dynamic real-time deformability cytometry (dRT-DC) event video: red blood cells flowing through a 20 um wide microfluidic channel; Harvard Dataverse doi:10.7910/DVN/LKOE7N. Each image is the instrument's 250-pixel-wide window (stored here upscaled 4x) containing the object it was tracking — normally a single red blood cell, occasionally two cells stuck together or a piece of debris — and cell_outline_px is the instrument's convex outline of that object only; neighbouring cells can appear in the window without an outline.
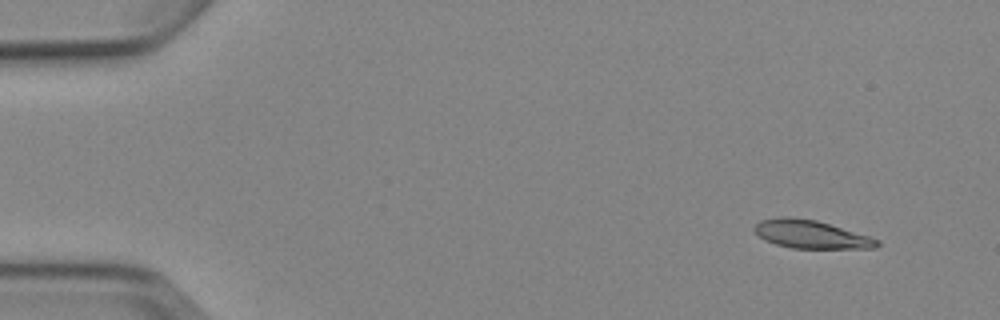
{"species": "Egyptian fruit bat (a non-hibernating species)", "species_latin": "Rousettus aegyptiacus", "temperature_condition": "cold", "stored_images_in_passage": 5, "camera_frame_rate_fps": 3000, "um_per_image_px": 0.085, "animal": {"sex": "female"}, "frame": {"image": 1, "passage_image": 2, "time_ms": 1.333, "image_size_px": [1000, 320], "cell_outline_px": [[880, 244], [876, 248], [792, 248], [776, 244], [764, 240], [752, 228], [760, 220], [780, 216], [788, 216], [816, 220], [868, 236], [880, 240]], "centroid_in_image_um": [68.9, 19.91], "position_along_channel_um": 16.1, "area_um2": 20.0}}
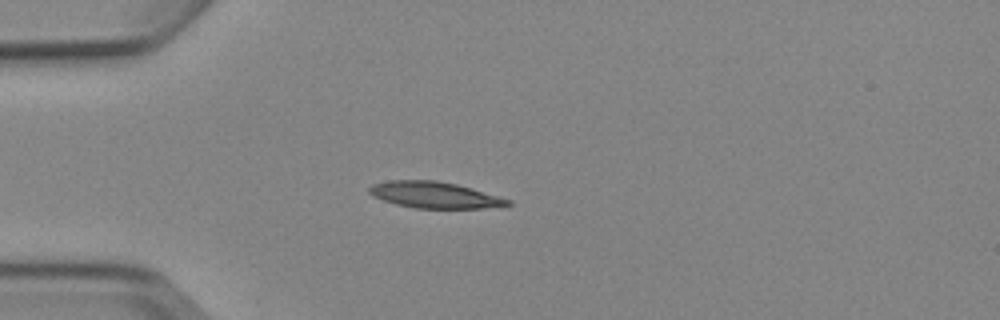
{"frame": {"image": 2, "passage_image": 5, "time_ms": 4.667, "image_size_px": [1000, 320], "cell_outline_px": [[512, 204], [480, 208], [416, 208], [396, 204], [372, 196], [368, 192], [368, 188], [372, 184], [388, 180], [436, 180], [456, 184], [512, 200]], "centroid_in_image_um": [36.88, 16.56], "position_along_channel_um": 48.1, "area_um2": 21.04}}